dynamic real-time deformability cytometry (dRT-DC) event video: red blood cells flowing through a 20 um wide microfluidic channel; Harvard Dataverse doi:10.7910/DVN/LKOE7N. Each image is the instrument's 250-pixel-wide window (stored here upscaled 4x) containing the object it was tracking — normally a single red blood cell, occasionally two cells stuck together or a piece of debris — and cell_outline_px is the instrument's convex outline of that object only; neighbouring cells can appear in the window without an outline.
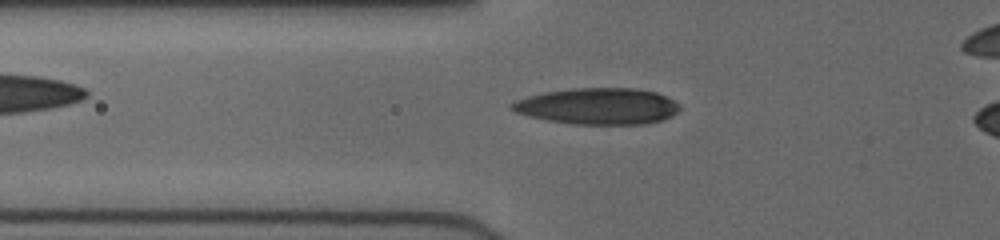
{"species": "human", "species_latin": "Homo sapiens", "temperature_condition": "cold", "stored_images_in_passage": 43, "camera_frame_rate_fps": 3000, "um_per_image_px": 0.085, "donor": {"sex": "female"}, "frame": {"image": 1, "passage_image": 12, "time_ms": 3.667, "image_size_px": [1000, 240], "cell_outline_px": [[680, 108], [672, 116], [660, 120], [644, 124], [572, 124], [548, 120], [528, 116], [516, 112], [508, 104], [516, 100], [528, 96], [544, 92], [572, 88], [636, 88], [656, 92], [680, 104]], "centroid_in_image_um": [50.8, 9.02], "position_along_channel_um": 75.0, "area_um2": 35.49}}
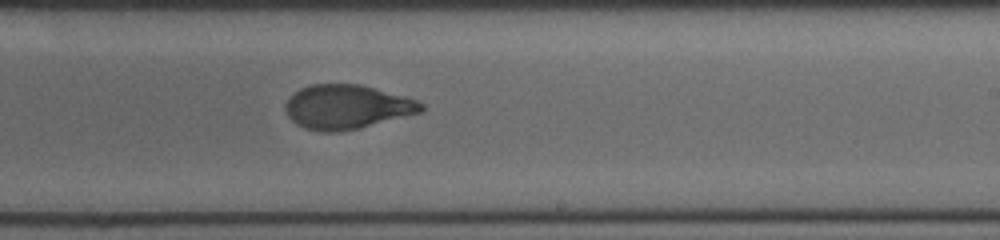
{"frame": {"image": 2, "passage_image": 26, "time_ms": 8.333, "image_size_px": [1000, 240], "cell_outline_px": [[424, 112], [360, 128], [340, 132], [320, 132], [304, 128], [296, 124], [288, 116], [284, 108], [288, 100], [300, 88], [312, 84], [360, 84], [416, 100], [424, 104]], "centroid_in_image_um": [29.49, 9.11], "position_along_channel_um": 259.5, "area_um2": 34.97}}
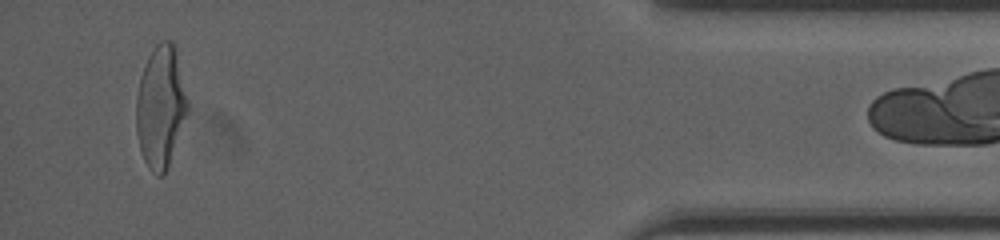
{"frame": {"image": 3, "passage_image": 42, "time_ms": 13.667, "image_size_px": [1000, 240], "cell_outline_px": [[188, 112], [164, 176], [156, 176], [148, 168], [144, 160], [140, 148], [136, 132], [136, 96], [140, 76], [148, 56], [156, 44], [160, 40], [172, 40], [176, 52], [188, 100]], "centroid_in_image_um": [13.64, 9.08], "position_along_channel_um": 421.6, "area_um2": 36.53}}